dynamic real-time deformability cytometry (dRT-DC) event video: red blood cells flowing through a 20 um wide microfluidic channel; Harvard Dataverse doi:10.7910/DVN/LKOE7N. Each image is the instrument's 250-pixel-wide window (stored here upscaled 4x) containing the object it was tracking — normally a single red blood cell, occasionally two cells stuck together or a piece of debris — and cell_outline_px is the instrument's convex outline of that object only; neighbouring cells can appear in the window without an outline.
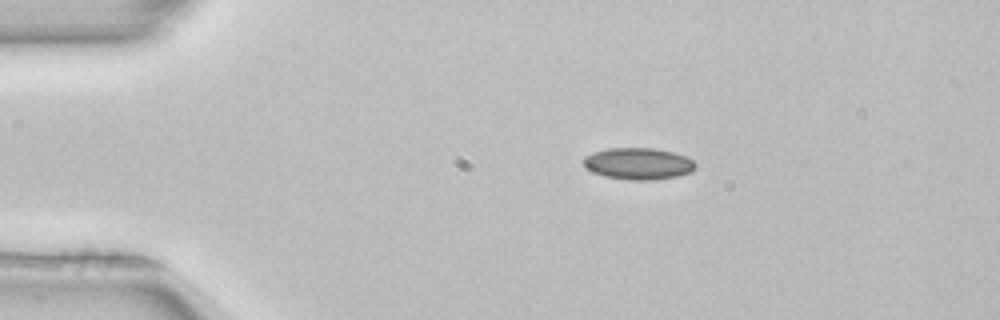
{"species": "common noctule bat (a hibernating species)", "species_latin": "Nyctalus noctula", "temperature_condition": "room temperature", "stored_images_in_passage": 2, "camera_frame_rate_fps": 3000, "um_per_image_px": 0.085, "animal": {"sex": "female", "body_mass_g": 22.7, "forearm_length_mm": 54.2}, "frame": {"image": 1, "passage_image": 1, "time_ms": 0.0, "image_size_px": [1000, 320], "cell_outline_px": [[696, 168], [692, 172], [676, 176], [652, 180], [632, 180], [604, 176], [592, 172], [584, 164], [584, 156], [592, 152], [608, 148], [652, 148], [672, 152], [684, 156], [692, 160], [696, 164]], "centroid_in_image_um": [54.25, 13.91], "position_along_channel_um": 30.7, "area_um2": 20.58}}